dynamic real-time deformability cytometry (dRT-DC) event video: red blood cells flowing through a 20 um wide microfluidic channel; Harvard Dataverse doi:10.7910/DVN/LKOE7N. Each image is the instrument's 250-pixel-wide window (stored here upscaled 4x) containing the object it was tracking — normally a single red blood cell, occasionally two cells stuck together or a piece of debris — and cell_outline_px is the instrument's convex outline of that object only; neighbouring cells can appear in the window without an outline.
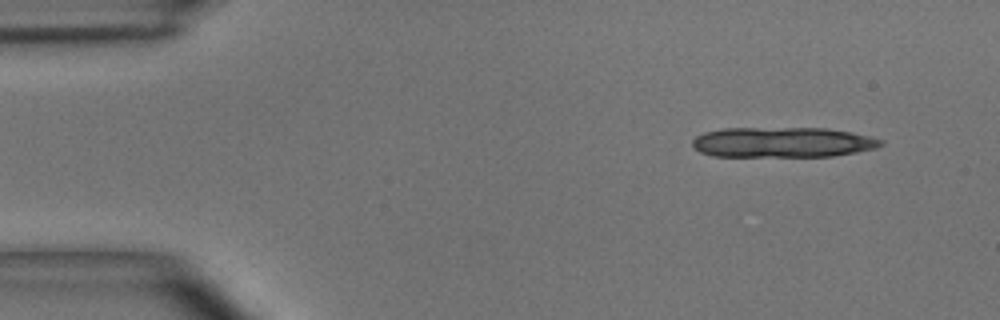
{"species": "common noctule bat (a hibernating species)", "species_latin": "Nyctalus noctula", "temperature_condition": "room temperature", "stored_images_in_passage": 5, "segment_of_instrument_passage": [2, 2], "camera_frame_rate_fps": 3000, "um_per_image_px": 0.085, "animal": {"sex": "male", "body_mass_g": 15.6}, "frame": {"image": 1, "passage_image": 5, "time_ms": 1.333, "image_size_px": [1000, 320], "cell_outline_px": [[884, 144], [876, 148], [856, 152], [832, 156], [712, 156], [700, 152], [692, 148], [692, 140], [696, 136], [704, 132], [724, 128], [828, 128], [852, 132], [872, 136], [884, 140]], "centroid_in_image_um": [66.53, 12.09], "position_along_channel_um": 18.5, "area_um2": 33.52}}